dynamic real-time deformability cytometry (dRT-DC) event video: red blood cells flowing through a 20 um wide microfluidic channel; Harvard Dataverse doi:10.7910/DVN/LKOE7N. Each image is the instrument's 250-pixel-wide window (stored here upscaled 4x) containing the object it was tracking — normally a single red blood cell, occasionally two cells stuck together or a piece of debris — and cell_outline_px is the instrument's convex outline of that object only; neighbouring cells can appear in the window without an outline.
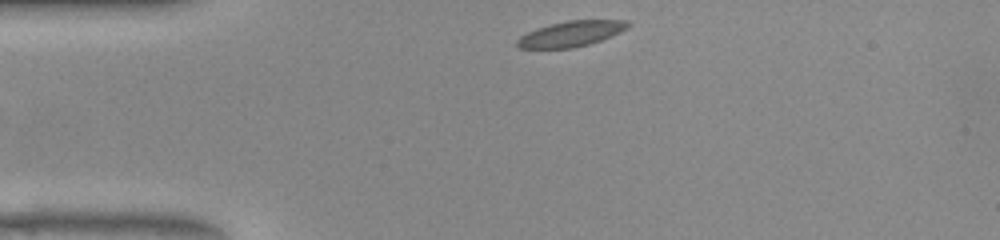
{"species": "common noctule bat (a hibernating species)", "species_latin": "Nyctalus noctula", "temperature_condition": "warm", "stored_images_in_passage": 42, "camera_frame_rate_fps": 3000, "um_per_image_px": 0.085, "animal": {"sex": "female", "body_mass_g": 22.0, "forearm_length_mm": 56.7}, "frame": {"image": 1, "passage_image": 1, "time_ms": 0.0, "image_size_px": [1000, 240], "cell_outline_px": [[632, 24], [628, 28], [612, 36], [588, 44], [572, 48], [520, 48], [516, 44], [516, 40], [520, 36], [528, 32], [552, 24], [568, 20], [628, 20]], "centroid_in_image_um": [48.59, 2.87], "position_along_channel_um": 36.4, "area_um2": 16.3}}
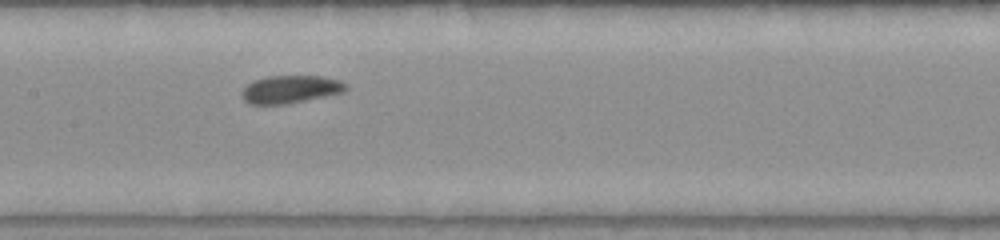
{"frame": {"image": 2, "passage_image": 15, "time_ms": 4.667, "image_size_px": [1000, 240], "cell_outline_px": [[348, 88], [344, 92], [284, 104], [252, 104], [244, 100], [240, 92], [248, 84], [256, 80], [268, 76], [324, 76], [340, 80], [348, 84]], "centroid_in_image_um": [24.72, 7.58], "position_along_channel_um": 182.7, "area_um2": 16.7}}
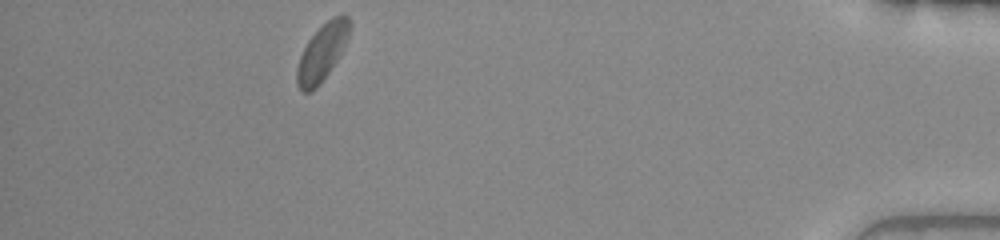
{"frame": {"image": 3, "passage_image": 37, "time_ms": 12.0, "image_size_px": [1000, 240], "cell_outline_px": [[352, 24], [344, 48], [328, 72], [316, 88], [312, 92], [300, 92], [296, 84], [296, 68], [300, 56], [308, 40], [332, 16], [344, 12], [348, 16]], "centroid_in_image_um": [27.38, 4.44], "position_along_channel_um": 407.8, "area_um2": 17.46}, "authors_computed_cell_mechanics": {"area_um2": 16.7042, "velocity_mm_per_s": 3.8567, "shape_relaxation_time_tau1_ms": 2.1524, "shape_relaxation_time_tau2_ms": null, "deformation_change_tau1": 0.061, "deformation_change_tau2": null}}